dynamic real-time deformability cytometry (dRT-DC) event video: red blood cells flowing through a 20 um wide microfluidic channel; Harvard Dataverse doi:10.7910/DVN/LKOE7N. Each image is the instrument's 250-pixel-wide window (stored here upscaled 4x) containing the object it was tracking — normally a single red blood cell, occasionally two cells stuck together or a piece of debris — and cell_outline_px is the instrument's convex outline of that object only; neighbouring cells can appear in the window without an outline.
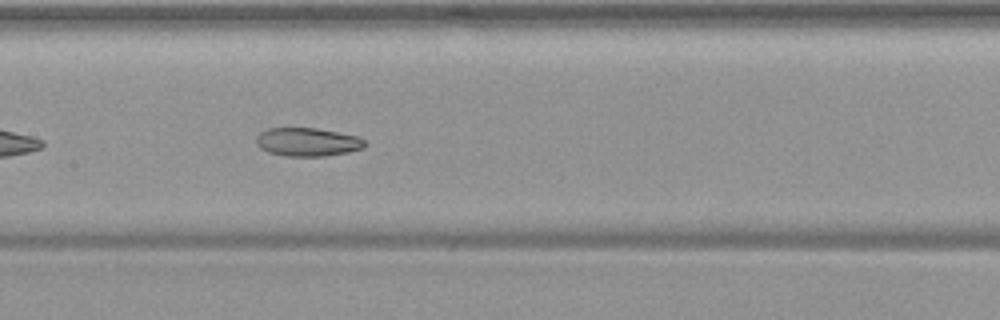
{"species": "common noctule bat (a hibernating species)", "species_latin": "Nyctalus noctula", "temperature_condition": "warm", "stored_images_in_passage": 39, "camera_frame_rate_fps": 3000, "um_per_image_px": 0.085, "animal": {"sex": "female", "body_mass_g": 19.9}, "frame": {"image": 1, "passage_image": 12, "time_ms": 3.667, "image_size_px": [1000, 320], "cell_outline_px": [[364, 148], [348, 152], [324, 156], [288, 156], [268, 152], [260, 148], [256, 144], [256, 136], [260, 132], [268, 128], [316, 128], [356, 136], [364, 140]], "centroid_in_image_um": [26.09, 12.07], "position_along_channel_um": 181.3, "area_um2": 17.86}}
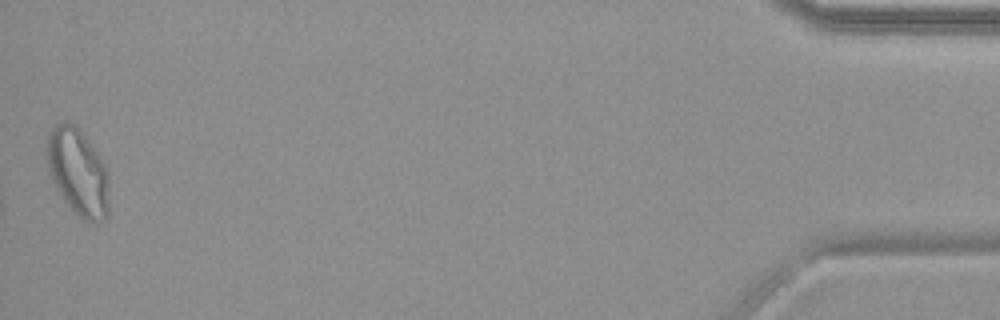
{"frame": {"image": 2, "passage_image": 39, "time_ms": 12.667, "image_size_px": [1000, 320], "cell_outline_px": [[108, 216], [104, 220], [84, 220], [64, 200], [56, 188], [48, 172], [48, 132], [56, 124], [76, 124], [96, 152], [104, 164], [108, 172]], "centroid_in_image_um": [6.63, 14.63], "position_along_channel_um": 428.6, "area_um2": 30.81}, "authors_computed_cell_mechanics": {"area_um2": 20.0566, "velocity_mm_per_s": 3.7252, "shape_relaxation_time_tau1_ms": null, "shape_relaxation_time_tau2_ms": 6.3227, "deformation_change_tau1": null, "deformation_change_tau2": 0.1175}}